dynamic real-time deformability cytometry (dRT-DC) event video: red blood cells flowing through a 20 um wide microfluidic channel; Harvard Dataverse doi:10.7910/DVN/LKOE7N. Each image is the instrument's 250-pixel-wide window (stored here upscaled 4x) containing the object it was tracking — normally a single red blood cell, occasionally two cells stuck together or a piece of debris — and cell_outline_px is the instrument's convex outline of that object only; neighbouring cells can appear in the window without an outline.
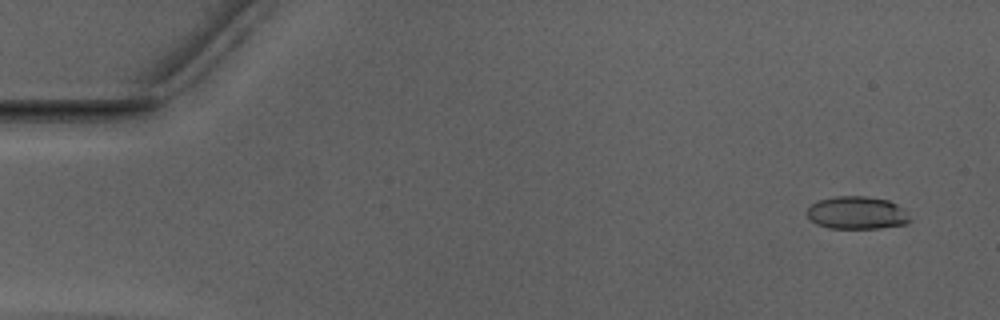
{"species": "Egyptian fruit bat (a non-hibernating species)", "species_latin": "Rousettus aegyptiacus", "temperature_condition": "warm", "stored_images_in_passage": 53, "camera_frame_rate_fps": 3000, "um_per_image_px": 0.085, "animal": {"sex": "male"}, "frame": {"image": 1, "passage_image": 4, "time_ms": 1.0, "image_size_px": [1000, 320], "cell_outline_px": [[912, 220], [904, 224], [880, 228], [828, 228], [816, 224], [808, 216], [808, 208], [812, 204], [820, 200], [832, 196], [864, 196], [888, 200], [904, 208]], "centroid_in_image_um": [72.86, 18.09], "position_along_channel_um": 12.1, "area_um2": 19.59}}
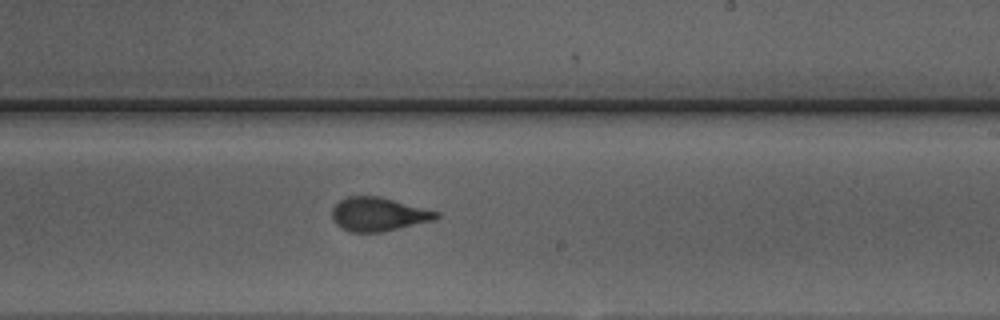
{"frame": {"image": 2, "passage_image": 32, "time_ms": 10.333, "image_size_px": [1000, 320], "cell_outline_px": [[440, 216], [436, 220], [384, 232], [348, 232], [340, 228], [332, 220], [332, 208], [340, 200], [348, 196], [380, 196], [440, 212]], "centroid_in_image_um": [32.17, 18.22], "position_along_channel_um": 256.8, "area_um2": 20.81}}
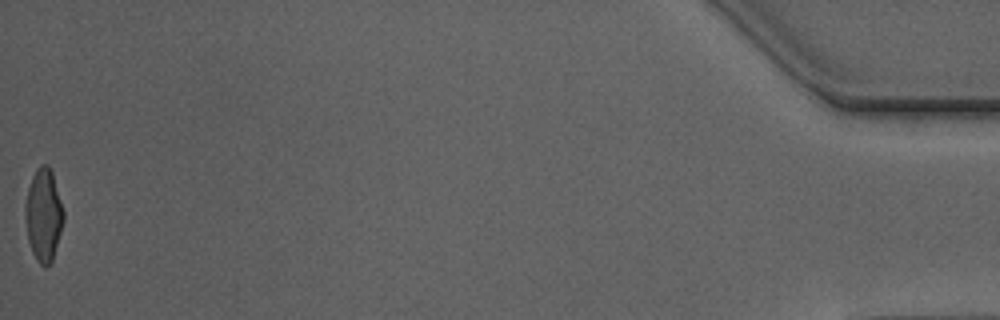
{"frame": {"image": 3, "passage_image": 53, "time_ms": 17.333, "image_size_px": [1000, 320], "cell_outline_px": [[64, 220], [52, 260], [44, 268], [36, 260], [32, 252], [28, 240], [24, 216], [24, 208], [28, 188], [32, 176], [36, 168], [40, 164], [48, 164], [52, 172], [64, 212]], "centroid_in_image_um": [3.68, 18.26], "position_along_channel_um": 431.5, "area_um2": 20.69}, "authors_computed_cell_mechanics": {"area_um2": 20.6924, "velocity_mm_per_s": 3.9676, "shape_relaxation_time_tau1_ms": 3.7358, "shape_relaxation_time_tau2_ms": 0.8184, "deformation_change_tau1": 0.1619, "deformation_change_tau2": 0.0686}}